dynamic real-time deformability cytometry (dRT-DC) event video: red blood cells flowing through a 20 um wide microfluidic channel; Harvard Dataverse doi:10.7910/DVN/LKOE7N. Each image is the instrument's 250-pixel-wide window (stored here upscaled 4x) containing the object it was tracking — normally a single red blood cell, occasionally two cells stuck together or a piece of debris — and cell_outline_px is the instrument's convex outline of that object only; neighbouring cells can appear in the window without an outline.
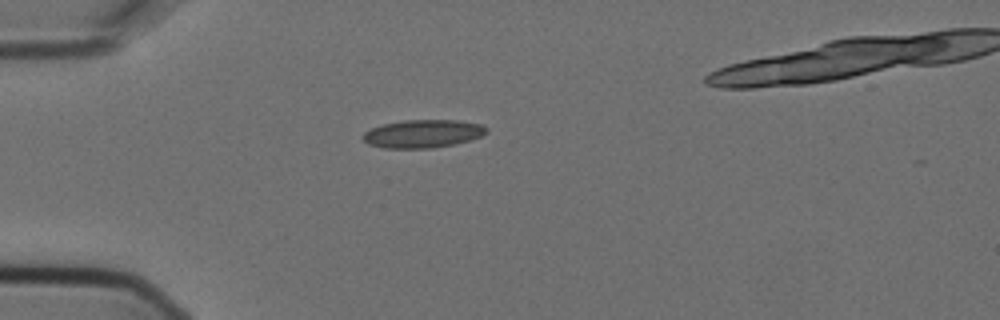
{"species": "Egyptian fruit bat (a non-hibernating species)", "species_latin": "Rousettus aegyptiacus", "temperature_condition": "cold", "stored_images_in_passage": 4, "camera_frame_rate_fps": 3000, "um_per_image_px": 0.085, "animal": {"sex": "female"}, "frame": {"image": 1, "passage_image": 4, "time_ms": 1.0, "image_size_px": [1000, 320], "cell_outline_px": [[488, 132], [472, 140], [456, 144], [432, 148], [384, 148], [368, 144], [360, 136], [364, 132], [372, 128], [384, 124], [404, 120], [460, 120], [480, 124], [488, 128]], "centroid_in_image_um": [35.96, 11.37], "position_along_channel_um": 49.0, "area_um2": 20.35}}